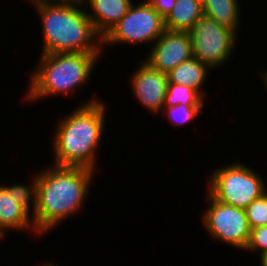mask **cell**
Returning <instances> with one entry per match:
<instances>
[{"label": "cell", "mask_w": 267, "mask_h": 266, "mask_svg": "<svg viewBox=\"0 0 267 266\" xmlns=\"http://www.w3.org/2000/svg\"><path fill=\"white\" fill-rule=\"evenodd\" d=\"M208 69L210 67L207 64L193 57L188 61L182 62L167 73L168 83L186 85L196 90L204 98L206 92H203L201 87L207 80Z\"/></svg>", "instance_id": "14"}, {"label": "cell", "mask_w": 267, "mask_h": 266, "mask_svg": "<svg viewBox=\"0 0 267 266\" xmlns=\"http://www.w3.org/2000/svg\"><path fill=\"white\" fill-rule=\"evenodd\" d=\"M94 174L87 168L53 165L36 175V208L32 214L36 233H47L80 210Z\"/></svg>", "instance_id": "1"}, {"label": "cell", "mask_w": 267, "mask_h": 266, "mask_svg": "<svg viewBox=\"0 0 267 266\" xmlns=\"http://www.w3.org/2000/svg\"><path fill=\"white\" fill-rule=\"evenodd\" d=\"M208 207L203 213V224L212 238L235 248L246 249L251 229L243 208L230 206L206 194Z\"/></svg>", "instance_id": "8"}, {"label": "cell", "mask_w": 267, "mask_h": 266, "mask_svg": "<svg viewBox=\"0 0 267 266\" xmlns=\"http://www.w3.org/2000/svg\"><path fill=\"white\" fill-rule=\"evenodd\" d=\"M46 263H44V265L42 264V266H57V265H55V264H53L51 262L50 263L49 262H46Z\"/></svg>", "instance_id": "25"}, {"label": "cell", "mask_w": 267, "mask_h": 266, "mask_svg": "<svg viewBox=\"0 0 267 266\" xmlns=\"http://www.w3.org/2000/svg\"><path fill=\"white\" fill-rule=\"evenodd\" d=\"M154 43L145 62L160 72L167 74L182 62L193 58L190 35L186 31L165 29Z\"/></svg>", "instance_id": "9"}, {"label": "cell", "mask_w": 267, "mask_h": 266, "mask_svg": "<svg viewBox=\"0 0 267 266\" xmlns=\"http://www.w3.org/2000/svg\"><path fill=\"white\" fill-rule=\"evenodd\" d=\"M246 250L259 251L260 254L267 250V226L251 229Z\"/></svg>", "instance_id": "20"}, {"label": "cell", "mask_w": 267, "mask_h": 266, "mask_svg": "<svg viewBox=\"0 0 267 266\" xmlns=\"http://www.w3.org/2000/svg\"><path fill=\"white\" fill-rule=\"evenodd\" d=\"M106 107L91 99L59 120L52 142L54 164L96 170V152L105 129Z\"/></svg>", "instance_id": "3"}, {"label": "cell", "mask_w": 267, "mask_h": 266, "mask_svg": "<svg viewBox=\"0 0 267 266\" xmlns=\"http://www.w3.org/2000/svg\"><path fill=\"white\" fill-rule=\"evenodd\" d=\"M165 31L164 18L147 1L134 6L102 38V46L118 43L153 44ZM105 44V45H104Z\"/></svg>", "instance_id": "6"}, {"label": "cell", "mask_w": 267, "mask_h": 266, "mask_svg": "<svg viewBox=\"0 0 267 266\" xmlns=\"http://www.w3.org/2000/svg\"><path fill=\"white\" fill-rule=\"evenodd\" d=\"M32 179L31 186L21 185V184H13V194L16 197V201L22 205L29 213L30 207L32 208V213L34 214V210L36 208V197H37V184H36V175ZM32 205V206H31Z\"/></svg>", "instance_id": "19"}, {"label": "cell", "mask_w": 267, "mask_h": 266, "mask_svg": "<svg viewBox=\"0 0 267 266\" xmlns=\"http://www.w3.org/2000/svg\"><path fill=\"white\" fill-rule=\"evenodd\" d=\"M31 213L16 201L12 186H0V233L4 237V232L8 230H34Z\"/></svg>", "instance_id": "11"}, {"label": "cell", "mask_w": 267, "mask_h": 266, "mask_svg": "<svg viewBox=\"0 0 267 266\" xmlns=\"http://www.w3.org/2000/svg\"><path fill=\"white\" fill-rule=\"evenodd\" d=\"M210 175L208 193L226 205L245 209L267 192L261 176L240 162L215 169Z\"/></svg>", "instance_id": "5"}, {"label": "cell", "mask_w": 267, "mask_h": 266, "mask_svg": "<svg viewBox=\"0 0 267 266\" xmlns=\"http://www.w3.org/2000/svg\"><path fill=\"white\" fill-rule=\"evenodd\" d=\"M201 2L205 16L222 27L238 32L241 6L237 0H201Z\"/></svg>", "instance_id": "15"}, {"label": "cell", "mask_w": 267, "mask_h": 266, "mask_svg": "<svg viewBox=\"0 0 267 266\" xmlns=\"http://www.w3.org/2000/svg\"><path fill=\"white\" fill-rule=\"evenodd\" d=\"M203 15L201 0H177L164 18L165 29L188 32Z\"/></svg>", "instance_id": "13"}, {"label": "cell", "mask_w": 267, "mask_h": 266, "mask_svg": "<svg viewBox=\"0 0 267 266\" xmlns=\"http://www.w3.org/2000/svg\"><path fill=\"white\" fill-rule=\"evenodd\" d=\"M100 53L59 52L41 54L32 73L27 100L69 93L89 81Z\"/></svg>", "instance_id": "4"}, {"label": "cell", "mask_w": 267, "mask_h": 266, "mask_svg": "<svg viewBox=\"0 0 267 266\" xmlns=\"http://www.w3.org/2000/svg\"><path fill=\"white\" fill-rule=\"evenodd\" d=\"M88 4L91 13L87 16L92 22L95 31L103 38L105 34L117 24L127 13L133 3L132 0H81Z\"/></svg>", "instance_id": "12"}, {"label": "cell", "mask_w": 267, "mask_h": 266, "mask_svg": "<svg viewBox=\"0 0 267 266\" xmlns=\"http://www.w3.org/2000/svg\"><path fill=\"white\" fill-rule=\"evenodd\" d=\"M146 1L150 3L163 18H165L167 14L175 6L177 0H146Z\"/></svg>", "instance_id": "21"}, {"label": "cell", "mask_w": 267, "mask_h": 266, "mask_svg": "<svg viewBox=\"0 0 267 266\" xmlns=\"http://www.w3.org/2000/svg\"><path fill=\"white\" fill-rule=\"evenodd\" d=\"M260 255V265L267 266V250L262 252Z\"/></svg>", "instance_id": "22"}, {"label": "cell", "mask_w": 267, "mask_h": 266, "mask_svg": "<svg viewBox=\"0 0 267 266\" xmlns=\"http://www.w3.org/2000/svg\"><path fill=\"white\" fill-rule=\"evenodd\" d=\"M179 104L204 105V98L196 90L186 85L168 83L164 108Z\"/></svg>", "instance_id": "16"}, {"label": "cell", "mask_w": 267, "mask_h": 266, "mask_svg": "<svg viewBox=\"0 0 267 266\" xmlns=\"http://www.w3.org/2000/svg\"><path fill=\"white\" fill-rule=\"evenodd\" d=\"M131 76V86L136 99L151 113L164 109L168 75L152 68L147 62Z\"/></svg>", "instance_id": "10"}, {"label": "cell", "mask_w": 267, "mask_h": 266, "mask_svg": "<svg viewBox=\"0 0 267 266\" xmlns=\"http://www.w3.org/2000/svg\"><path fill=\"white\" fill-rule=\"evenodd\" d=\"M31 4L35 5L41 18L44 38L42 54L101 53L102 37L95 31L87 16V9H83L86 5L81 0L41 1Z\"/></svg>", "instance_id": "2"}, {"label": "cell", "mask_w": 267, "mask_h": 266, "mask_svg": "<svg viewBox=\"0 0 267 266\" xmlns=\"http://www.w3.org/2000/svg\"><path fill=\"white\" fill-rule=\"evenodd\" d=\"M244 210L250 229L267 226V192L251 202Z\"/></svg>", "instance_id": "18"}, {"label": "cell", "mask_w": 267, "mask_h": 266, "mask_svg": "<svg viewBox=\"0 0 267 266\" xmlns=\"http://www.w3.org/2000/svg\"><path fill=\"white\" fill-rule=\"evenodd\" d=\"M260 74H262V77H263V81L265 82L264 84V86H265V88H266V90H267V70H265L264 72H262V73H260Z\"/></svg>", "instance_id": "23"}, {"label": "cell", "mask_w": 267, "mask_h": 266, "mask_svg": "<svg viewBox=\"0 0 267 266\" xmlns=\"http://www.w3.org/2000/svg\"><path fill=\"white\" fill-rule=\"evenodd\" d=\"M188 33L193 57L207 64L211 69L228 62L235 44H237V33L234 30L218 25L205 15L195 23Z\"/></svg>", "instance_id": "7"}, {"label": "cell", "mask_w": 267, "mask_h": 266, "mask_svg": "<svg viewBox=\"0 0 267 266\" xmlns=\"http://www.w3.org/2000/svg\"><path fill=\"white\" fill-rule=\"evenodd\" d=\"M203 105H176L172 107L164 108L163 115H167L169 121L174 124V126H179L181 124L189 123L196 118ZM165 113V114H164Z\"/></svg>", "instance_id": "17"}, {"label": "cell", "mask_w": 267, "mask_h": 266, "mask_svg": "<svg viewBox=\"0 0 267 266\" xmlns=\"http://www.w3.org/2000/svg\"><path fill=\"white\" fill-rule=\"evenodd\" d=\"M41 1H64V0H32L33 3L41 2Z\"/></svg>", "instance_id": "24"}]
</instances>
